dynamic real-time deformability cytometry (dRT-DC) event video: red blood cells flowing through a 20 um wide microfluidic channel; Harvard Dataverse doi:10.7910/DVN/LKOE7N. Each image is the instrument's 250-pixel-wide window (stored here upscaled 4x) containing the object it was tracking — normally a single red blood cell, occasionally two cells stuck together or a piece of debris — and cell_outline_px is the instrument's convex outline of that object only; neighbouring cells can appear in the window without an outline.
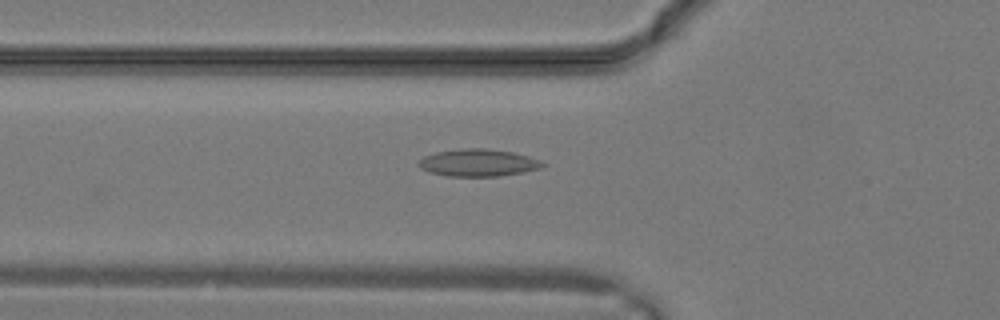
{"species": "common noctule bat (a hibernating species)", "species_latin": "Nyctalus noctula", "temperature_condition": "warm", "stored_images_in_passage": 21, "camera_frame_rate_fps": 3000, "um_per_image_px": 0.085, "animal": {"sex": "male", "body_mass_g": 19.2, "forearm_length_mm": 51.8}, "frame": {"image": 1, "passage_image": 4, "time_ms": 1.0, "image_size_px": [1000, 320], "cell_outline_px": [[544, 164], [540, 168], [524, 172], [496, 176], [448, 176], [432, 172], [420, 168], [416, 164], [424, 156], [436, 152], [464, 148], [484, 148], [512, 152], [528, 156], [540, 160]], "centroid_in_image_um": [40.63, 13.83], "position_along_channel_um": 85.2, "area_um2": 19.48}}
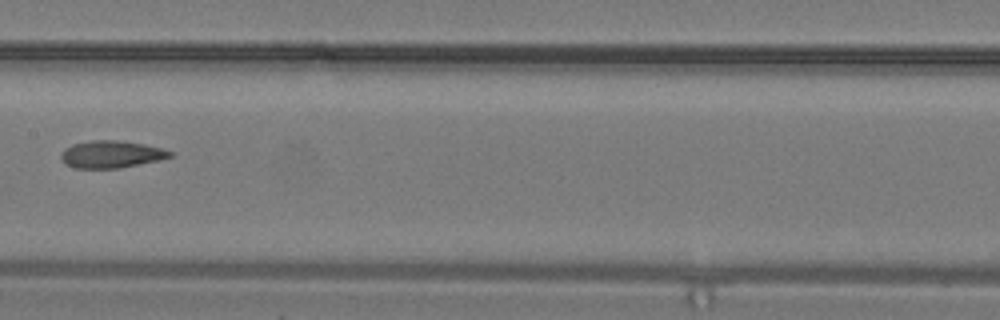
{"frame": {"image": 2, "passage_image": 9, "time_ms": 2.667, "image_size_px": [1000, 320], "cell_outline_px": [[176, 152], [172, 156], [160, 160], [120, 168], [76, 168], [64, 164], [60, 156], [60, 152], [64, 148], [72, 144], [92, 140], [116, 140], [144, 144]], "centroid_in_image_um": [9.44, 13.11], "position_along_channel_um": 198.0, "area_um2": 17.46}}
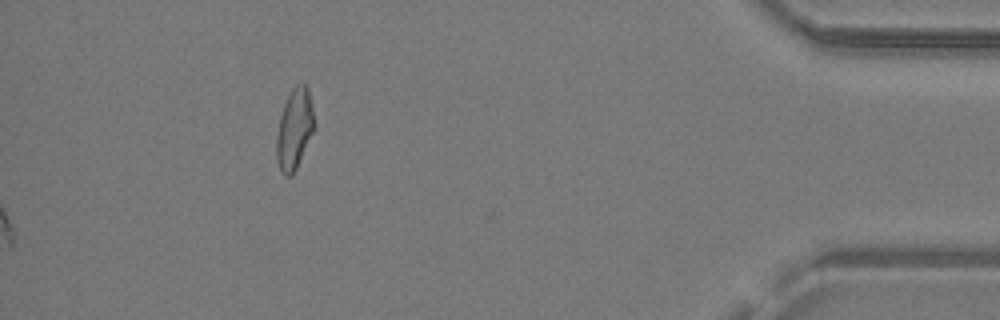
{"frame": {"image": 3, "passage_image": 21, "time_ms": 6.667, "image_size_px": [1000, 320], "cell_outline_px": [[316, 128], [292, 176], [284, 176], [280, 172], [276, 160], [276, 136], [280, 116], [284, 104], [292, 88], [296, 84], [308, 84], [316, 124]], "centroid_in_image_um": [25.04, 10.97], "position_along_channel_um": 410.2, "area_um2": 18.21}}